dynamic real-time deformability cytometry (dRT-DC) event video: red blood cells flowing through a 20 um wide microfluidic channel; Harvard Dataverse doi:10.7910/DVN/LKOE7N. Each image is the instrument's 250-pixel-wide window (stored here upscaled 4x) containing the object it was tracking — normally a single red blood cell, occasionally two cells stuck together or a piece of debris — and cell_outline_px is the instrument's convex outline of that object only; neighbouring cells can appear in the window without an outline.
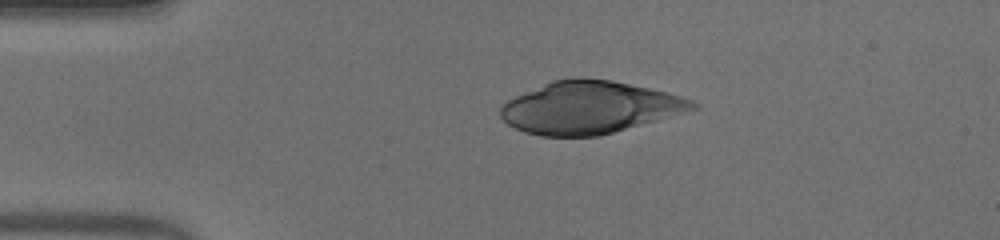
{"species": "human", "species_latin": "Homo sapiens", "temperature_condition": "warm", "stored_images_in_passage": 41, "camera_frame_rate_fps": 3000, "um_per_image_px": 0.085, "donor": {"sex": "male"}, "frame": {"image": 1, "passage_image": 1, "time_ms": 0.0, "image_size_px": [1000, 240], "cell_outline_px": [[700, 108], [600, 136], [540, 136], [524, 132], [508, 124], [500, 116], [500, 104], [516, 96], [552, 80], [572, 76], [580, 76], [612, 80], [668, 92], [692, 100], [700, 104]], "centroid_in_image_um": [50.11, 9.12], "position_along_channel_um": 34.9, "area_um2": 58.84}}